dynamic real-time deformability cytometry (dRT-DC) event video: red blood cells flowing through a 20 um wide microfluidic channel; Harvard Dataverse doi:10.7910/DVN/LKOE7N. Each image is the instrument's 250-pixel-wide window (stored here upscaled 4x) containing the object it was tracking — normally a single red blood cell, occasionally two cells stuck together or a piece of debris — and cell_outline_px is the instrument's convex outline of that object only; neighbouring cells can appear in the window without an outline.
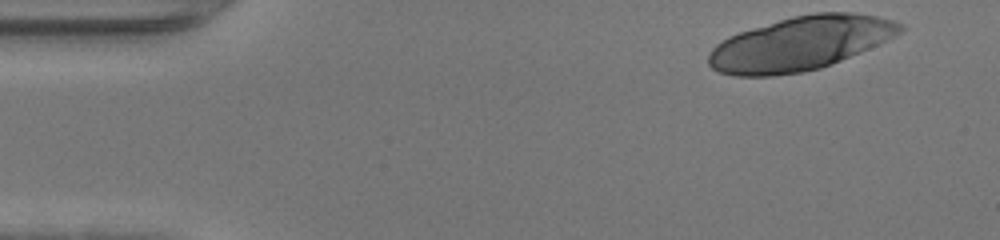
{"species": "human", "species_latin": "Homo sapiens", "temperature_condition": "warm", "stored_images_in_passage": 10, "camera_frame_rate_fps": 3000, "um_per_image_px": 0.085, "donor": {"sex": "female"}, "frame": {"image": 1, "passage_image": 1, "time_ms": 0.0, "image_size_px": [1000, 240], "cell_outline_px": [[904, 28], [900, 32], [868, 48], [832, 64], [820, 68], [804, 72], [772, 76], [736, 76], [720, 72], [712, 68], [708, 64], [708, 56], [712, 48], [716, 44], [728, 36], [740, 32], [792, 16], [816, 12], [852, 12], [876, 16], [892, 20], [904, 24]], "centroid_in_image_um": [67.98, 3.7], "position_along_channel_um": 17.0, "area_um2": 59.65}}